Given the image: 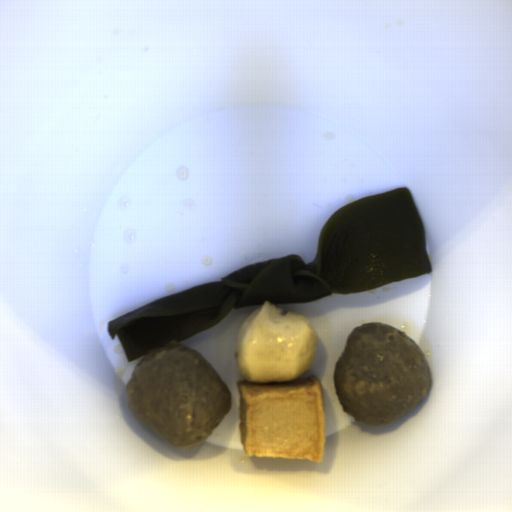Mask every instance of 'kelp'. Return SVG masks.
<instances>
[{
	"instance_id": "obj_1",
	"label": "kelp",
	"mask_w": 512,
	"mask_h": 512,
	"mask_svg": "<svg viewBox=\"0 0 512 512\" xmlns=\"http://www.w3.org/2000/svg\"><path fill=\"white\" fill-rule=\"evenodd\" d=\"M431 273L425 233L407 187L335 210L318 232L315 256L265 258L223 278L147 302L111 319L126 360L264 302L304 303Z\"/></svg>"
}]
</instances>
